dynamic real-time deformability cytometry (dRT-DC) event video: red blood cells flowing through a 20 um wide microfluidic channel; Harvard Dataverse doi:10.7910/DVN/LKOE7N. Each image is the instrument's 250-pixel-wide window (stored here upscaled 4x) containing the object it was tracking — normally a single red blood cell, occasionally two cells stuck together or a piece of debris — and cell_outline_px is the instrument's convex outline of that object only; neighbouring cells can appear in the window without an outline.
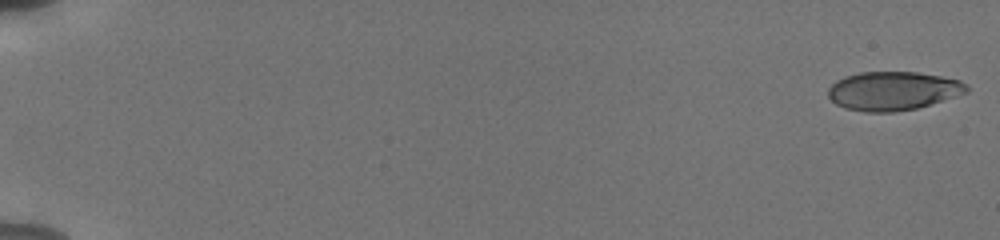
{"species": "human", "species_latin": "Homo sapiens", "temperature_condition": "cold", "stored_images_in_passage": 56, "camera_frame_rate_fps": 3000, "um_per_image_px": 0.085, "donor": {"sex": "male"}, "frame": {"image": 1, "passage_image": 1, "time_ms": 0.0, "image_size_px": [1000, 240], "cell_outline_px": [[968, 92], [916, 108], [892, 112], [864, 112], [844, 108], [836, 104], [828, 96], [828, 88], [836, 80], [844, 76], [860, 72], [916, 72], [940, 76], [960, 80], [968, 84]], "centroid_in_image_um": [75.88, 7.72], "position_along_channel_um": 9.1, "area_um2": 31.21}}
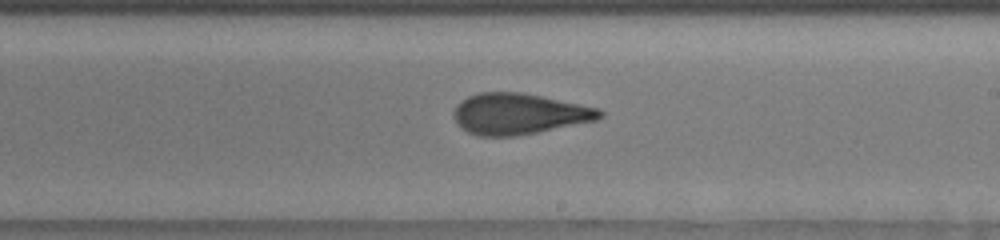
{"frame": {"image": 2, "passage_image": 35, "time_ms": 11.333, "image_size_px": [1000, 240], "cell_outline_px": [[604, 116], [596, 120], [516, 136], [480, 136], [468, 132], [456, 120], [456, 104], [460, 100], [468, 96], [480, 92], [520, 92], [600, 108], [604, 112]], "centroid_in_image_um": [44.14, 9.67], "position_along_channel_um": 244.9, "area_um2": 34.39}}
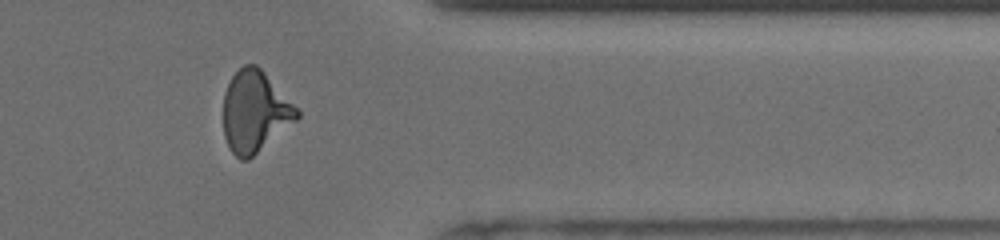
{"frame": {"image": 3, "passage_image": 47, "time_ms": 15.333, "image_size_px": [1000, 240], "cell_outline_px": [[300, 116], [296, 120], [248, 160], [240, 160], [232, 152], [224, 136], [224, 92], [232, 76], [244, 64], [256, 64], [264, 72], [300, 112]], "centroid_in_image_um": [21.64, 9.49], "position_along_channel_um": 389.8, "area_um2": 34.22}, "authors_computed_cell_mechanics": {"area_um2": 33.9864, "velocity_mm_per_s": 3.815, "shape_relaxation_time_tau1_ms": 8.4565, "shape_relaxation_time_tau2_ms": 1.442, "deformation_change_tau1": 0.2416, "deformation_change_tau2": 0.0905}}